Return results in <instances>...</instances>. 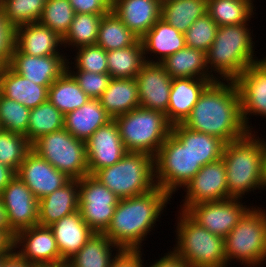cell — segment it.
<instances>
[{
    "label": "cell",
    "instance_id": "ee69618b",
    "mask_svg": "<svg viewBox=\"0 0 266 267\" xmlns=\"http://www.w3.org/2000/svg\"><path fill=\"white\" fill-rule=\"evenodd\" d=\"M30 108L23 104L4 97L0 93V128L2 130L27 134Z\"/></svg>",
    "mask_w": 266,
    "mask_h": 267
},
{
    "label": "cell",
    "instance_id": "8992f818",
    "mask_svg": "<svg viewBox=\"0 0 266 267\" xmlns=\"http://www.w3.org/2000/svg\"><path fill=\"white\" fill-rule=\"evenodd\" d=\"M264 208L266 207L253 204L224 238L227 267H232L234 264L244 267L266 265V209Z\"/></svg>",
    "mask_w": 266,
    "mask_h": 267
},
{
    "label": "cell",
    "instance_id": "603a6c76",
    "mask_svg": "<svg viewBox=\"0 0 266 267\" xmlns=\"http://www.w3.org/2000/svg\"><path fill=\"white\" fill-rule=\"evenodd\" d=\"M160 0H112L111 10L141 39L161 18Z\"/></svg>",
    "mask_w": 266,
    "mask_h": 267
},
{
    "label": "cell",
    "instance_id": "f6af8a7d",
    "mask_svg": "<svg viewBox=\"0 0 266 267\" xmlns=\"http://www.w3.org/2000/svg\"><path fill=\"white\" fill-rule=\"evenodd\" d=\"M218 27L208 14L198 18L184 33L186 46L207 53L216 37Z\"/></svg>",
    "mask_w": 266,
    "mask_h": 267
},
{
    "label": "cell",
    "instance_id": "4fadbf2b",
    "mask_svg": "<svg viewBox=\"0 0 266 267\" xmlns=\"http://www.w3.org/2000/svg\"><path fill=\"white\" fill-rule=\"evenodd\" d=\"M234 82L239 91L243 122L249 132H256L258 129L251 123V117L266 119V55L250 65Z\"/></svg>",
    "mask_w": 266,
    "mask_h": 267
},
{
    "label": "cell",
    "instance_id": "83f0119b",
    "mask_svg": "<svg viewBox=\"0 0 266 267\" xmlns=\"http://www.w3.org/2000/svg\"><path fill=\"white\" fill-rule=\"evenodd\" d=\"M111 120L99 99H89L80 108L64 115V128L75 138L86 141Z\"/></svg>",
    "mask_w": 266,
    "mask_h": 267
},
{
    "label": "cell",
    "instance_id": "b9f144b4",
    "mask_svg": "<svg viewBox=\"0 0 266 267\" xmlns=\"http://www.w3.org/2000/svg\"><path fill=\"white\" fill-rule=\"evenodd\" d=\"M75 11L69 0H46L39 23L64 38L74 20Z\"/></svg>",
    "mask_w": 266,
    "mask_h": 267
},
{
    "label": "cell",
    "instance_id": "d4e9b609",
    "mask_svg": "<svg viewBox=\"0 0 266 267\" xmlns=\"http://www.w3.org/2000/svg\"><path fill=\"white\" fill-rule=\"evenodd\" d=\"M49 228L54 234L62 259L67 262L95 233L82 219L80 211L64 216Z\"/></svg>",
    "mask_w": 266,
    "mask_h": 267
},
{
    "label": "cell",
    "instance_id": "7402d4cb",
    "mask_svg": "<svg viewBox=\"0 0 266 267\" xmlns=\"http://www.w3.org/2000/svg\"><path fill=\"white\" fill-rule=\"evenodd\" d=\"M212 78H173L166 114L173 126L183 124Z\"/></svg>",
    "mask_w": 266,
    "mask_h": 267
},
{
    "label": "cell",
    "instance_id": "3957f363",
    "mask_svg": "<svg viewBox=\"0 0 266 267\" xmlns=\"http://www.w3.org/2000/svg\"><path fill=\"white\" fill-rule=\"evenodd\" d=\"M250 25L244 23L218 27L216 37L206 53L208 69L216 80L234 81L250 65L264 58L256 55L258 40L255 41L256 35Z\"/></svg>",
    "mask_w": 266,
    "mask_h": 267
},
{
    "label": "cell",
    "instance_id": "1f68e13d",
    "mask_svg": "<svg viewBox=\"0 0 266 267\" xmlns=\"http://www.w3.org/2000/svg\"><path fill=\"white\" fill-rule=\"evenodd\" d=\"M121 249L104 233H94L67 262V267H109Z\"/></svg>",
    "mask_w": 266,
    "mask_h": 267
},
{
    "label": "cell",
    "instance_id": "ba28073f",
    "mask_svg": "<svg viewBox=\"0 0 266 267\" xmlns=\"http://www.w3.org/2000/svg\"><path fill=\"white\" fill-rule=\"evenodd\" d=\"M93 176L120 199L139 196L157 187L154 157L143 152H127L120 161Z\"/></svg>",
    "mask_w": 266,
    "mask_h": 267
},
{
    "label": "cell",
    "instance_id": "680465c9",
    "mask_svg": "<svg viewBox=\"0 0 266 267\" xmlns=\"http://www.w3.org/2000/svg\"><path fill=\"white\" fill-rule=\"evenodd\" d=\"M161 3H166V2H169V1H173V0H160Z\"/></svg>",
    "mask_w": 266,
    "mask_h": 267
},
{
    "label": "cell",
    "instance_id": "8d00e7d4",
    "mask_svg": "<svg viewBox=\"0 0 266 267\" xmlns=\"http://www.w3.org/2000/svg\"><path fill=\"white\" fill-rule=\"evenodd\" d=\"M138 39L112 10L103 15L96 45L105 51H112L129 47Z\"/></svg>",
    "mask_w": 266,
    "mask_h": 267
},
{
    "label": "cell",
    "instance_id": "8fae6325",
    "mask_svg": "<svg viewBox=\"0 0 266 267\" xmlns=\"http://www.w3.org/2000/svg\"><path fill=\"white\" fill-rule=\"evenodd\" d=\"M78 185V210L82 219L95 233H104L120 198L90 174L78 179Z\"/></svg>",
    "mask_w": 266,
    "mask_h": 267
},
{
    "label": "cell",
    "instance_id": "74e56055",
    "mask_svg": "<svg viewBox=\"0 0 266 267\" xmlns=\"http://www.w3.org/2000/svg\"><path fill=\"white\" fill-rule=\"evenodd\" d=\"M64 128V115L49 101L32 108L29 115L26 139L32 145L48 133Z\"/></svg>",
    "mask_w": 266,
    "mask_h": 267
},
{
    "label": "cell",
    "instance_id": "484cf974",
    "mask_svg": "<svg viewBox=\"0 0 266 267\" xmlns=\"http://www.w3.org/2000/svg\"><path fill=\"white\" fill-rule=\"evenodd\" d=\"M78 179H71L60 189L39 200L38 225L49 227L78 210Z\"/></svg>",
    "mask_w": 266,
    "mask_h": 267
},
{
    "label": "cell",
    "instance_id": "ac0fdd59",
    "mask_svg": "<svg viewBox=\"0 0 266 267\" xmlns=\"http://www.w3.org/2000/svg\"><path fill=\"white\" fill-rule=\"evenodd\" d=\"M85 142L90 175L117 163L127 153L114 119L99 127Z\"/></svg>",
    "mask_w": 266,
    "mask_h": 267
},
{
    "label": "cell",
    "instance_id": "bcb514c9",
    "mask_svg": "<svg viewBox=\"0 0 266 267\" xmlns=\"http://www.w3.org/2000/svg\"><path fill=\"white\" fill-rule=\"evenodd\" d=\"M79 87L90 99H99L107 89L111 76L109 73H94L85 71H68Z\"/></svg>",
    "mask_w": 266,
    "mask_h": 267
},
{
    "label": "cell",
    "instance_id": "9c48e42d",
    "mask_svg": "<svg viewBox=\"0 0 266 267\" xmlns=\"http://www.w3.org/2000/svg\"><path fill=\"white\" fill-rule=\"evenodd\" d=\"M154 167L156 186L174 198L202 166L171 132L154 157Z\"/></svg>",
    "mask_w": 266,
    "mask_h": 267
},
{
    "label": "cell",
    "instance_id": "ffe728a7",
    "mask_svg": "<svg viewBox=\"0 0 266 267\" xmlns=\"http://www.w3.org/2000/svg\"><path fill=\"white\" fill-rule=\"evenodd\" d=\"M67 57V55L30 56L15 46L9 66L40 86H50L66 71Z\"/></svg>",
    "mask_w": 266,
    "mask_h": 267
},
{
    "label": "cell",
    "instance_id": "4dcf8cb0",
    "mask_svg": "<svg viewBox=\"0 0 266 267\" xmlns=\"http://www.w3.org/2000/svg\"><path fill=\"white\" fill-rule=\"evenodd\" d=\"M165 71L171 78H212L207 66L206 53L191 47L183 49L170 55L161 62Z\"/></svg>",
    "mask_w": 266,
    "mask_h": 267
},
{
    "label": "cell",
    "instance_id": "30bf717a",
    "mask_svg": "<svg viewBox=\"0 0 266 267\" xmlns=\"http://www.w3.org/2000/svg\"><path fill=\"white\" fill-rule=\"evenodd\" d=\"M31 149L71 179L89 174L86 142L75 138L65 128L43 135Z\"/></svg>",
    "mask_w": 266,
    "mask_h": 267
},
{
    "label": "cell",
    "instance_id": "44dd1931",
    "mask_svg": "<svg viewBox=\"0 0 266 267\" xmlns=\"http://www.w3.org/2000/svg\"><path fill=\"white\" fill-rule=\"evenodd\" d=\"M15 46L30 56L69 55L63 47V38L39 22L15 28Z\"/></svg>",
    "mask_w": 266,
    "mask_h": 267
},
{
    "label": "cell",
    "instance_id": "d6a6232c",
    "mask_svg": "<svg viewBox=\"0 0 266 267\" xmlns=\"http://www.w3.org/2000/svg\"><path fill=\"white\" fill-rule=\"evenodd\" d=\"M255 7L251 0H207V14L218 26L250 23L258 14Z\"/></svg>",
    "mask_w": 266,
    "mask_h": 267
},
{
    "label": "cell",
    "instance_id": "cb8c5ba5",
    "mask_svg": "<svg viewBox=\"0 0 266 267\" xmlns=\"http://www.w3.org/2000/svg\"><path fill=\"white\" fill-rule=\"evenodd\" d=\"M146 62L161 63L183 49L185 35L160 18L140 39Z\"/></svg>",
    "mask_w": 266,
    "mask_h": 267
},
{
    "label": "cell",
    "instance_id": "91938a15",
    "mask_svg": "<svg viewBox=\"0 0 266 267\" xmlns=\"http://www.w3.org/2000/svg\"><path fill=\"white\" fill-rule=\"evenodd\" d=\"M1 263H2V256H0V267H1Z\"/></svg>",
    "mask_w": 266,
    "mask_h": 267
},
{
    "label": "cell",
    "instance_id": "11a10c76",
    "mask_svg": "<svg viewBox=\"0 0 266 267\" xmlns=\"http://www.w3.org/2000/svg\"><path fill=\"white\" fill-rule=\"evenodd\" d=\"M13 250V241L0 231V256L8 255Z\"/></svg>",
    "mask_w": 266,
    "mask_h": 267
},
{
    "label": "cell",
    "instance_id": "7a4b0ae2",
    "mask_svg": "<svg viewBox=\"0 0 266 267\" xmlns=\"http://www.w3.org/2000/svg\"><path fill=\"white\" fill-rule=\"evenodd\" d=\"M171 199L159 187L139 196L120 199L104 234L121 250H144L147 235L153 234Z\"/></svg>",
    "mask_w": 266,
    "mask_h": 267
},
{
    "label": "cell",
    "instance_id": "9f6ffc18",
    "mask_svg": "<svg viewBox=\"0 0 266 267\" xmlns=\"http://www.w3.org/2000/svg\"><path fill=\"white\" fill-rule=\"evenodd\" d=\"M261 135V141H262V148H263V163H264V177H265V180H266V135L265 138L264 136ZM263 137V138H262Z\"/></svg>",
    "mask_w": 266,
    "mask_h": 267
},
{
    "label": "cell",
    "instance_id": "d6986e66",
    "mask_svg": "<svg viewBox=\"0 0 266 267\" xmlns=\"http://www.w3.org/2000/svg\"><path fill=\"white\" fill-rule=\"evenodd\" d=\"M138 99L143 108L167 112L172 78L161 63L146 62L136 75Z\"/></svg>",
    "mask_w": 266,
    "mask_h": 267
},
{
    "label": "cell",
    "instance_id": "f35d334b",
    "mask_svg": "<svg viewBox=\"0 0 266 267\" xmlns=\"http://www.w3.org/2000/svg\"><path fill=\"white\" fill-rule=\"evenodd\" d=\"M103 15L75 13L70 29L63 38L64 51L72 52L79 47L95 45L98 39V27Z\"/></svg>",
    "mask_w": 266,
    "mask_h": 267
},
{
    "label": "cell",
    "instance_id": "7bdbcfd3",
    "mask_svg": "<svg viewBox=\"0 0 266 267\" xmlns=\"http://www.w3.org/2000/svg\"><path fill=\"white\" fill-rule=\"evenodd\" d=\"M31 150V144L22 134L0 130V163L15 172Z\"/></svg>",
    "mask_w": 266,
    "mask_h": 267
},
{
    "label": "cell",
    "instance_id": "2e32d148",
    "mask_svg": "<svg viewBox=\"0 0 266 267\" xmlns=\"http://www.w3.org/2000/svg\"><path fill=\"white\" fill-rule=\"evenodd\" d=\"M0 199L7 213L8 225L15 234L38 225L39 200L17 175L0 192Z\"/></svg>",
    "mask_w": 266,
    "mask_h": 267
},
{
    "label": "cell",
    "instance_id": "f907efd6",
    "mask_svg": "<svg viewBox=\"0 0 266 267\" xmlns=\"http://www.w3.org/2000/svg\"><path fill=\"white\" fill-rule=\"evenodd\" d=\"M162 255L161 257L160 255H158L159 258L155 259V261L153 262L148 263L146 260L144 267H190V265L179 255H177L172 249H169Z\"/></svg>",
    "mask_w": 266,
    "mask_h": 267
},
{
    "label": "cell",
    "instance_id": "5b68a950",
    "mask_svg": "<svg viewBox=\"0 0 266 267\" xmlns=\"http://www.w3.org/2000/svg\"><path fill=\"white\" fill-rule=\"evenodd\" d=\"M177 211L171 249L190 267H227L224 238L200 226L186 212Z\"/></svg>",
    "mask_w": 266,
    "mask_h": 267
},
{
    "label": "cell",
    "instance_id": "e0dca14e",
    "mask_svg": "<svg viewBox=\"0 0 266 267\" xmlns=\"http://www.w3.org/2000/svg\"><path fill=\"white\" fill-rule=\"evenodd\" d=\"M16 175L38 200L60 189L71 180L32 149L26 154Z\"/></svg>",
    "mask_w": 266,
    "mask_h": 267
},
{
    "label": "cell",
    "instance_id": "836d02e7",
    "mask_svg": "<svg viewBox=\"0 0 266 267\" xmlns=\"http://www.w3.org/2000/svg\"><path fill=\"white\" fill-rule=\"evenodd\" d=\"M89 99L67 70L48 88V100L63 115L80 108Z\"/></svg>",
    "mask_w": 266,
    "mask_h": 267
},
{
    "label": "cell",
    "instance_id": "816d5d0a",
    "mask_svg": "<svg viewBox=\"0 0 266 267\" xmlns=\"http://www.w3.org/2000/svg\"><path fill=\"white\" fill-rule=\"evenodd\" d=\"M1 267H31V265L12 250L8 255L2 256Z\"/></svg>",
    "mask_w": 266,
    "mask_h": 267
},
{
    "label": "cell",
    "instance_id": "ab89813d",
    "mask_svg": "<svg viewBox=\"0 0 266 267\" xmlns=\"http://www.w3.org/2000/svg\"><path fill=\"white\" fill-rule=\"evenodd\" d=\"M46 0H0V9L14 27L38 22Z\"/></svg>",
    "mask_w": 266,
    "mask_h": 267
},
{
    "label": "cell",
    "instance_id": "d590c367",
    "mask_svg": "<svg viewBox=\"0 0 266 267\" xmlns=\"http://www.w3.org/2000/svg\"><path fill=\"white\" fill-rule=\"evenodd\" d=\"M161 4V18L181 33L207 14V0H173Z\"/></svg>",
    "mask_w": 266,
    "mask_h": 267
},
{
    "label": "cell",
    "instance_id": "e575fe53",
    "mask_svg": "<svg viewBox=\"0 0 266 267\" xmlns=\"http://www.w3.org/2000/svg\"><path fill=\"white\" fill-rule=\"evenodd\" d=\"M145 63L140 39L129 47L107 51V67L111 78H136Z\"/></svg>",
    "mask_w": 266,
    "mask_h": 267
},
{
    "label": "cell",
    "instance_id": "6da1fadb",
    "mask_svg": "<svg viewBox=\"0 0 266 267\" xmlns=\"http://www.w3.org/2000/svg\"><path fill=\"white\" fill-rule=\"evenodd\" d=\"M183 125L190 130L220 138L225 143L246 135L249 130L242 119L235 82H211L201 93Z\"/></svg>",
    "mask_w": 266,
    "mask_h": 267
},
{
    "label": "cell",
    "instance_id": "7dc6e473",
    "mask_svg": "<svg viewBox=\"0 0 266 267\" xmlns=\"http://www.w3.org/2000/svg\"><path fill=\"white\" fill-rule=\"evenodd\" d=\"M15 47V28L7 21L0 9V66L10 65Z\"/></svg>",
    "mask_w": 266,
    "mask_h": 267
},
{
    "label": "cell",
    "instance_id": "f1b7e54d",
    "mask_svg": "<svg viewBox=\"0 0 266 267\" xmlns=\"http://www.w3.org/2000/svg\"><path fill=\"white\" fill-rule=\"evenodd\" d=\"M99 101L112 119L139 107L136 79L111 78Z\"/></svg>",
    "mask_w": 266,
    "mask_h": 267
},
{
    "label": "cell",
    "instance_id": "c3c4849f",
    "mask_svg": "<svg viewBox=\"0 0 266 267\" xmlns=\"http://www.w3.org/2000/svg\"><path fill=\"white\" fill-rule=\"evenodd\" d=\"M75 13L107 14L111 11L112 0H69Z\"/></svg>",
    "mask_w": 266,
    "mask_h": 267
},
{
    "label": "cell",
    "instance_id": "277c9868",
    "mask_svg": "<svg viewBox=\"0 0 266 267\" xmlns=\"http://www.w3.org/2000/svg\"><path fill=\"white\" fill-rule=\"evenodd\" d=\"M260 133L248 132L242 138L226 143L222 160L226 167L228 196L243 199L266 191L263 148ZM257 189L259 190L258 192ZM248 195V197H246Z\"/></svg>",
    "mask_w": 266,
    "mask_h": 267
},
{
    "label": "cell",
    "instance_id": "9a60e30c",
    "mask_svg": "<svg viewBox=\"0 0 266 267\" xmlns=\"http://www.w3.org/2000/svg\"><path fill=\"white\" fill-rule=\"evenodd\" d=\"M13 250L30 265H56L66 263L57 248L49 227L32 226L18 231Z\"/></svg>",
    "mask_w": 266,
    "mask_h": 267
},
{
    "label": "cell",
    "instance_id": "5bb4252c",
    "mask_svg": "<svg viewBox=\"0 0 266 267\" xmlns=\"http://www.w3.org/2000/svg\"><path fill=\"white\" fill-rule=\"evenodd\" d=\"M241 198L203 202L191 206L186 213L200 226L225 238L241 217L254 204ZM243 202V203H242Z\"/></svg>",
    "mask_w": 266,
    "mask_h": 267
},
{
    "label": "cell",
    "instance_id": "6f0895ef",
    "mask_svg": "<svg viewBox=\"0 0 266 267\" xmlns=\"http://www.w3.org/2000/svg\"><path fill=\"white\" fill-rule=\"evenodd\" d=\"M31 267H67L66 263L56 265H31Z\"/></svg>",
    "mask_w": 266,
    "mask_h": 267
},
{
    "label": "cell",
    "instance_id": "4316f807",
    "mask_svg": "<svg viewBox=\"0 0 266 267\" xmlns=\"http://www.w3.org/2000/svg\"><path fill=\"white\" fill-rule=\"evenodd\" d=\"M40 86L15 72L9 65L0 72V93L9 99L35 108L48 100V88Z\"/></svg>",
    "mask_w": 266,
    "mask_h": 267
},
{
    "label": "cell",
    "instance_id": "60d3db41",
    "mask_svg": "<svg viewBox=\"0 0 266 267\" xmlns=\"http://www.w3.org/2000/svg\"><path fill=\"white\" fill-rule=\"evenodd\" d=\"M67 57V71L108 73L107 51L98 45L79 47ZM75 56V57H72ZM73 59V61H72Z\"/></svg>",
    "mask_w": 266,
    "mask_h": 267
},
{
    "label": "cell",
    "instance_id": "7c38bea8",
    "mask_svg": "<svg viewBox=\"0 0 266 267\" xmlns=\"http://www.w3.org/2000/svg\"><path fill=\"white\" fill-rule=\"evenodd\" d=\"M182 190L184 199L177 209L184 212L198 203L229 199L226 167L222 158L202 166Z\"/></svg>",
    "mask_w": 266,
    "mask_h": 267
},
{
    "label": "cell",
    "instance_id": "f5cc1de1",
    "mask_svg": "<svg viewBox=\"0 0 266 267\" xmlns=\"http://www.w3.org/2000/svg\"><path fill=\"white\" fill-rule=\"evenodd\" d=\"M15 175L16 172L13 169L0 163V192L10 183Z\"/></svg>",
    "mask_w": 266,
    "mask_h": 267
},
{
    "label": "cell",
    "instance_id": "681fc988",
    "mask_svg": "<svg viewBox=\"0 0 266 267\" xmlns=\"http://www.w3.org/2000/svg\"><path fill=\"white\" fill-rule=\"evenodd\" d=\"M143 251L121 250L109 267H144L145 254Z\"/></svg>",
    "mask_w": 266,
    "mask_h": 267
},
{
    "label": "cell",
    "instance_id": "f546056e",
    "mask_svg": "<svg viewBox=\"0 0 266 267\" xmlns=\"http://www.w3.org/2000/svg\"><path fill=\"white\" fill-rule=\"evenodd\" d=\"M171 132L183 143L201 166L222 158L225 142L220 138L190 130L183 124L172 126Z\"/></svg>",
    "mask_w": 266,
    "mask_h": 267
},
{
    "label": "cell",
    "instance_id": "52a82bcc",
    "mask_svg": "<svg viewBox=\"0 0 266 267\" xmlns=\"http://www.w3.org/2000/svg\"><path fill=\"white\" fill-rule=\"evenodd\" d=\"M114 120L127 152H143L152 157L156 156L172 130L166 114L141 106Z\"/></svg>",
    "mask_w": 266,
    "mask_h": 267
},
{
    "label": "cell",
    "instance_id": "db71d44e",
    "mask_svg": "<svg viewBox=\"0 0 266 267\" xmlns=\"http://www.w3.org/2000/svg\"><path fill=\"white\" fill-rule=\"evenodd\" d=\"M0 231L4 232L12 241H14L15 233L8 225L7 213L0 199Z\"/></svg>",
    "mask_w": 266,
    "mask_h": 267
}]
</instances>
